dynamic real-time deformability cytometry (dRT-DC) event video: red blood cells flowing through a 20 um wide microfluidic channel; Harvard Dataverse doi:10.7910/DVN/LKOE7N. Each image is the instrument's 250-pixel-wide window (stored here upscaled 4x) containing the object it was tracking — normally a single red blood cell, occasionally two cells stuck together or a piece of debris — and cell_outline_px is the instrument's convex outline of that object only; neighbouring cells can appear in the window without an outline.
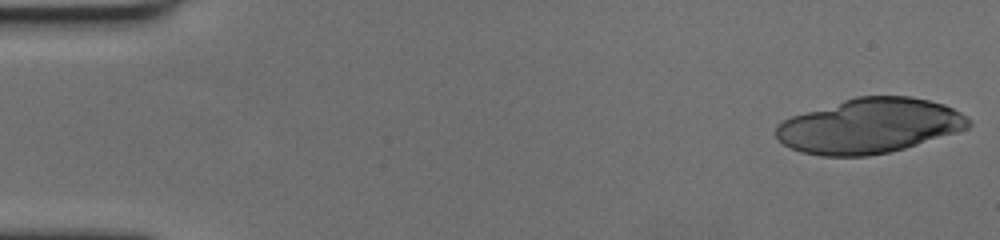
{"species": "human", "species_latin": "Homo sapiens", "temperature_condition": "cold", "stored_images_in_passage": 20, "camera_frame_rate_fps": 3000, "um_per_image_px": 0.085, "donor": {"sex": "female"}, "frame": {"image": 1, "passage_image": 1, "time_ms": 0.0, "image_size_px": [1000, 240], "cell_outline_px": [[972, 124], [968, 128], [956, 132], [904, 148], [888, 152], [868, 156], [820, 156], [800, 152], [784, 144], [776, 136], [776, 124], [792, 116], [856, 96], [912, 96], [944, 104], [960, 112], [972, 120]], "centroid_in_image_um": [73.91, 10.7], "position_along_channel_um": 11.1, "area_um2": 61.27}}